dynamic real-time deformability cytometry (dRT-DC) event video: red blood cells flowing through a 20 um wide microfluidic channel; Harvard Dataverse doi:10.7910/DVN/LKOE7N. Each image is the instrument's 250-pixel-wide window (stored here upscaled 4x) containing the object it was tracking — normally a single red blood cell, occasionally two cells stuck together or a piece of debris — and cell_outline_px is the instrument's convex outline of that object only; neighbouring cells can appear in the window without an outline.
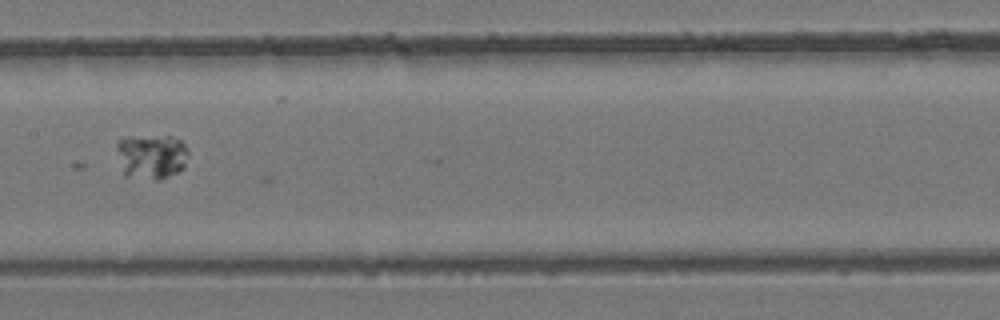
{"species": "common noctule bat (a hibernating species)", "species_latin": "Nyctalus noctula", "temperature_condition": "room temperature", "stored_images_in_passage": 21, "camera_frame_rate_fps": 3000, "um_per_image_px": 0.085, "animal": {"sex": "female", "body_mass_g": 24.6, "forearm_length_mm": 56.2}, "frame": {"image": 1, "passage_image": 18, "time_ms": 5.667, "image_size_px": [1000, 320], "cell_outline_px": [[188, 156], [184, 168], [180, 172], [160, 180], [156, 180], [124, 176], [116, 148], [116, 144], [124, 136], [172, 136], [180, 140], [188, 148]], "centroid_in_image_um": [12.89, 13.3], "position_along_channel_um": 194.5, "area_um2": 19.19}}